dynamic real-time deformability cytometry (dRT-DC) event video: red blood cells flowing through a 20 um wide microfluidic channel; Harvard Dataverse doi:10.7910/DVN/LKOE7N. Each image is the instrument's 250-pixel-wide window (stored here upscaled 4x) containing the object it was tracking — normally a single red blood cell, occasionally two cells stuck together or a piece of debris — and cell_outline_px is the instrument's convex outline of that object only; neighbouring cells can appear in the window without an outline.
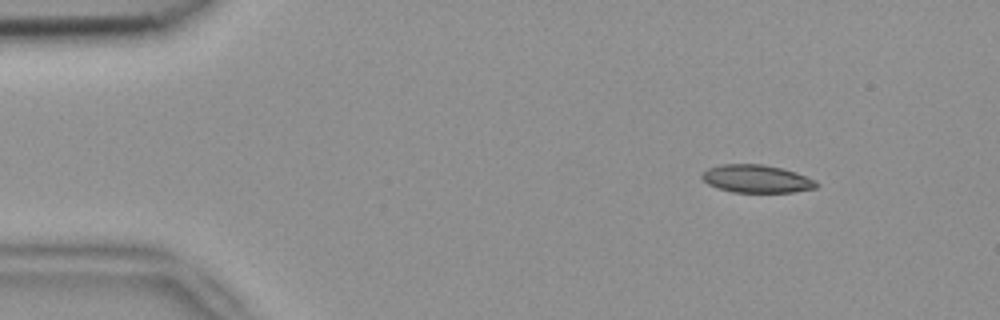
{"species": "common noctule bat (a hibernating species)", "species_latin": "Nyctalus noctula", "temperature_condition": "room temperature", "stored_images_in_passage": 4, "camera_frame_rate_fps": 3000, "um_per_image_px": 0.085, "animal": {"sex": "female", "body_mass_g": 18.4}, "frame": {"image": 1, "passage_image": 1, "time_ms": 0.0, "image_size_px": [1000, 320], "cell_outline_px": [[820, 184], [816, 188], [792, 192], [732, 192], [716, 188], [708, 184], [700, 176], [708, 168], [720, 164], [764, 164], [796, 172], [816, 180]], "centroid_in_image_um": [64.31, 15.2], "position_along_channel_um": 20.7, "area_um2": 18.67}}